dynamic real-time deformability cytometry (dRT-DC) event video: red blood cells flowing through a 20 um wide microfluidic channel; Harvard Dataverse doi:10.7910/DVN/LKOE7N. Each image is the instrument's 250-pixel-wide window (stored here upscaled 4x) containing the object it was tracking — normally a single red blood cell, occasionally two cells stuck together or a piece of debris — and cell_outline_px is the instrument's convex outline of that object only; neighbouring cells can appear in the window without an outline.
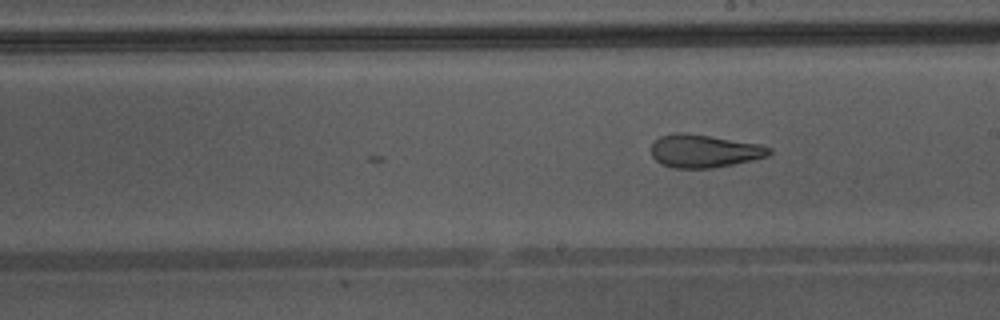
{"species": "Egyptian fruit bat (a non-hibernating species)", "species_latin": "Rousettus aegyptiacus", "temperature_condition": "warm", "stored_images_in_passage": 11, "camera_frame_rate_fps": 3000, "um_per_image_px": 0.085, "animal": {"sex": "male"}, "frame": {"image": 1, "passage_image": 11, "time_ms": 3.333, "image_size_px": [1000, 320], "cell_outline_px": [[772, 152], [768, 156], [732, 164], [712, 168], [672, 168], [656, 160], [652, 156], [652, 144], [660, 136], [676, 132], [680, 132], [708, 136], [760, 144], [772, 148]], "centroid_in_image_um": [59.85, 12.84], "position_along_channel_um": 229.1, "area_um2": 22.37}}